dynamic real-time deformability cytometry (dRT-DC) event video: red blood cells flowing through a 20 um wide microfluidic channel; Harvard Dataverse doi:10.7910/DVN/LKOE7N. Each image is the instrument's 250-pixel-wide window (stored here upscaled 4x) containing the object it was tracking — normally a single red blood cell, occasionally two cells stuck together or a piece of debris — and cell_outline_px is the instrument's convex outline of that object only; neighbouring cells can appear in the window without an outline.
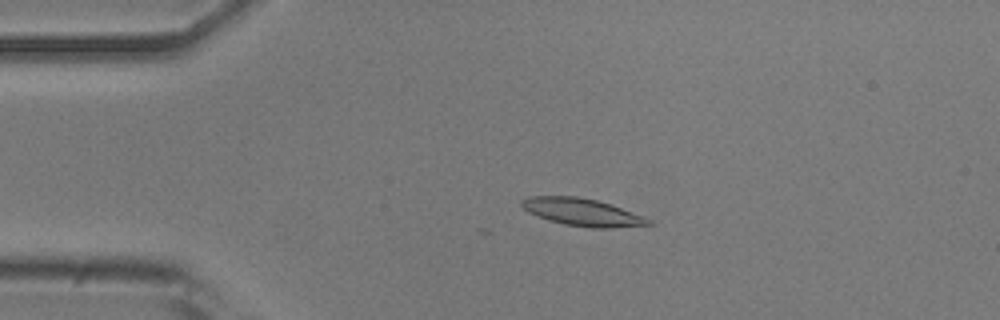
{"species": "common noctule bat (a hibernating species)", "species_latin": "Nyctalus noctula", "temperature_condition": "room temperature", "stored_images_in_passage": 29, "camera_frame_rate_fps": 3000, "um_per_image_px": 0.085, "animal": {"sex": "male", "body_mass_g": 20.5, "forearm_length_mm": 52.5}, "frame": {"image": 1, "passage_image": 1, "time_ms": 0.0, "image_size_px": [1000, 320], "cell_outline_px": [[652, 224], [612, 228], [592, 228], [564, 224], [548, 220], [536, 216], [528, 212], [520, 204], [520, 200], [532, 196], [576, 196], [596, 200], [612, 204], [644, 216], [652, 220]], "centroid_in_image_um": [49.5, 18.03], "position_along_channel_um": 35.5, "area_um2": 20.35}}
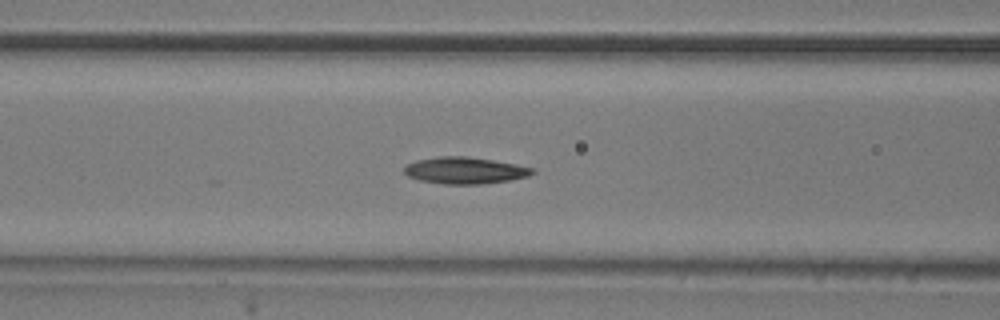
{"frame": {"image": 2, "passage_image": 11, "time_ms": 3.333, "image_size_px": [1000, 320], "cell_outline_px": [[536, 172], [528, 176], [508, 180], [484, 184], [444, 184], [420, 180], [408, 176], [404, 172], [404, 168], [408, 164], [416, 160], [440, 156], [464, 156], [492, 160], [516, 164], [532, 168]], "centroid_in_image_um": [39.51, 14.49], "position_along_channel_um": 127.1, "area_um2": 19.77}}
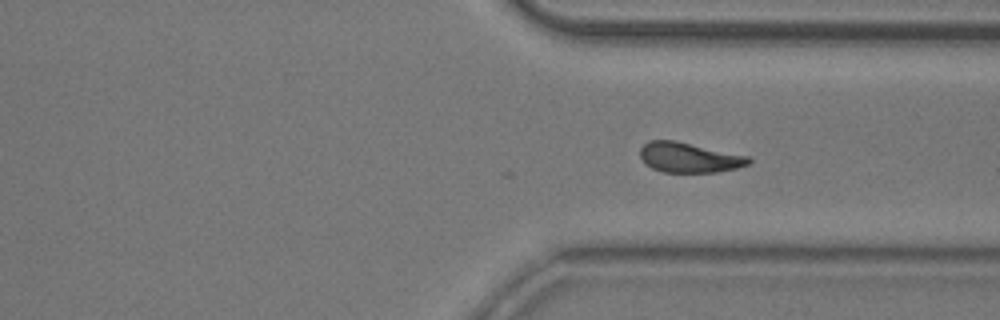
{"frame": {"image": 3, "passage_image": 29, "time_ms": 9.333, "image_size_px": [1000, 320], "cell_outline_px": [[752, 160], [748, 164], [736, 168], [716, 172], [664, 172], [652, 168], [640, 156], [640, 148], [648, 140], [672, 140], [748, 156]], "centroid_in_image_um": [58.56, 13.39], "position_along_channel_um": 352.8, "area_um2": 18.61}}